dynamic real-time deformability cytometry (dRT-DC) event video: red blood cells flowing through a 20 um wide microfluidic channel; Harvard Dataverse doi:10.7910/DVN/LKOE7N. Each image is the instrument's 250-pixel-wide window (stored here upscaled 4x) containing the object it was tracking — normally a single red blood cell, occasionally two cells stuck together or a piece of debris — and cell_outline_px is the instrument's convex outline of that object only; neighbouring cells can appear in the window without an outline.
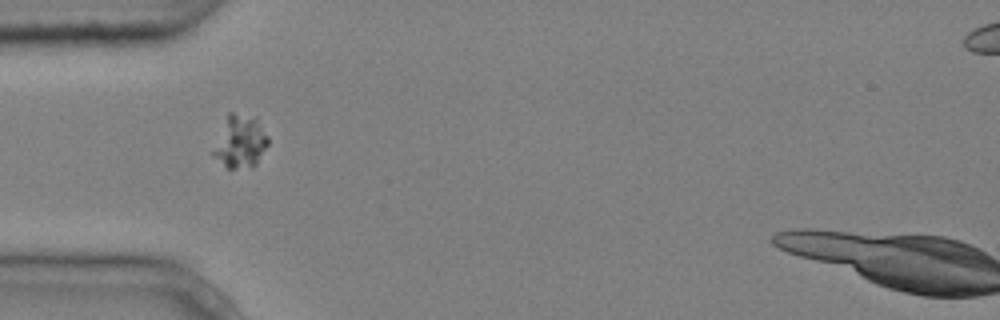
{"species": "common noctule bat (a hibernating species)", "species_latin": "Nyctalus noctula", "temperature_condition": "cold", "stored_images_in_passage": 5, "camera_frame_rate_fps": 3000, "um_per_image_px": 0.085, "animal": {"sex": "male", "body_mass_g": 20.4}, "frame": {"image": 1, "passage_image": 1, "time_ms": 0.0, "image_size_px": [1000, 320], "cell_outline_px": [[268, 144], [256, 164], [252, 168], [228, 168], [212, 156], [212, 152], [228, 112], [232, 112], [256, 116], [268, 136]], "centroid_in_image_um": [20.44, 12.03], "position_along_channel_um": 64.6, "area_um2": 16.82}}
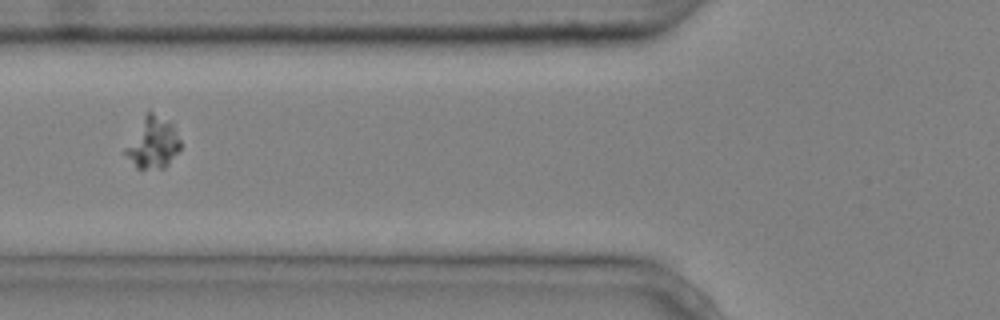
{"frame": {"image": 2, "passage_image": 2, "time_ms": 0.333, "image_size_px": [1000, 320], "cell_outline_px": [[180, 148], [168, 164], [164, 168], [136, 168], [124, 152], [124, 148], [144, 116], [148, 112], [152, 112], [172, 124], [180, 140]], "centroid_in_image_um": [12.98, 12.16], "position_along_channel_um": 112.8, "area_um2": 15.9}}
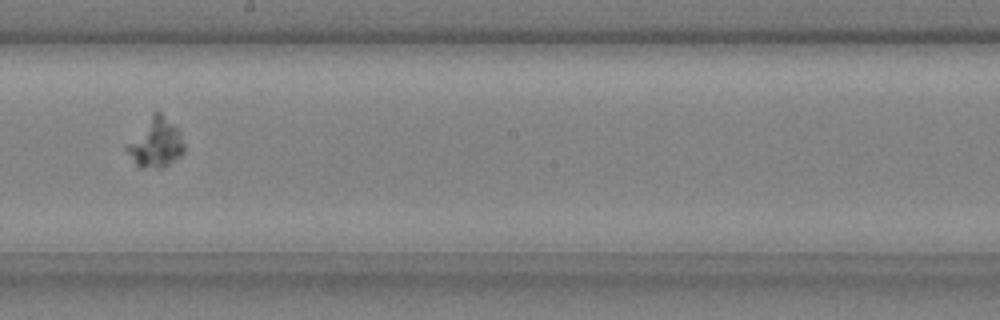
{"frame": {"image": 3, "passage_image": 5, "time_ms": 1.333, "image_size_px": [1000, 320], "cell_outline_px": [[184, 152], [180, 156], [168, 164], [160, 168], [140, 168], [136, 164], [124, 148], [152, 112], [156, 108], [180, 132], [184, 144]], "centroid_in_image_um": [13.23, 12.14], "position_along_channel_um": 235.0, "area_um2": 16.24}}